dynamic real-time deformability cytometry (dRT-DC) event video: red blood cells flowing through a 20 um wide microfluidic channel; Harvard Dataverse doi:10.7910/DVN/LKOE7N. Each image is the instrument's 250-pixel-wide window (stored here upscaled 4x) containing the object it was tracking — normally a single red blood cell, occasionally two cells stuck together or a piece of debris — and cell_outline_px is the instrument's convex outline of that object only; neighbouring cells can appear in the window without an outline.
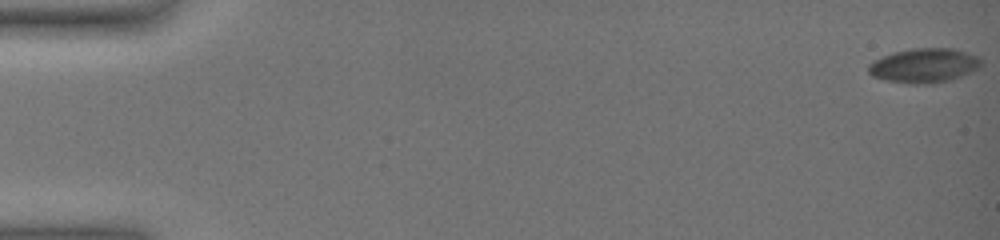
{"species": "common noctule bat (a hibernating species)", "species_latin": "Nyctalus noctula", "temperature_condition": "warm", "stored_images_in_passage": 57, "camera_frame_rate_fps": 3000, "um_per_image_px": 0.085, "animal": {"sex": "female", "body_mass_g": 19.0, "forearm_length_mm": 51.5}, "frame": {"image": 1, "passage_image": 1, "time_ms": 0.0, "image_size_px": [1000, 240], "cell_outline_px": [[980, 68], [960, 76], [948, 80], [916, 84], [912, 84], [888, 80], [872, 76], [868, 72], [868, 64], [892, 52], [912, 48], [952, 48], [980, 56]], "centroid_in_image_um": [78.55, 5.55], "position_along_channel_um": 6.4, "area_um2": 22.25}}
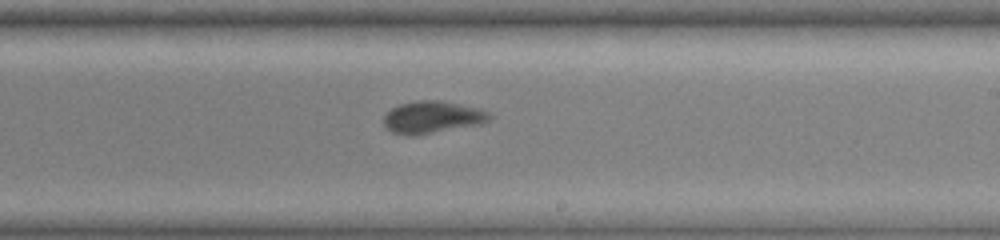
{"frame": {"image": 2, "passage_image": 37, "time_ms": 12.0, "image_size_px": [1000, 240], "cell_outline_px": [[492, 116], [488, 120], [480, 124], [416, 136], [408, 136], [392, 132], [384, 124], [384, 116], [392, 108], [400, 104], [416, 100], [440, 100], [488, 112]], "centroid_in_image_um": [36.69, 9.98], "position_along_channel_um": 252.3, "area_um2": 19.54}}
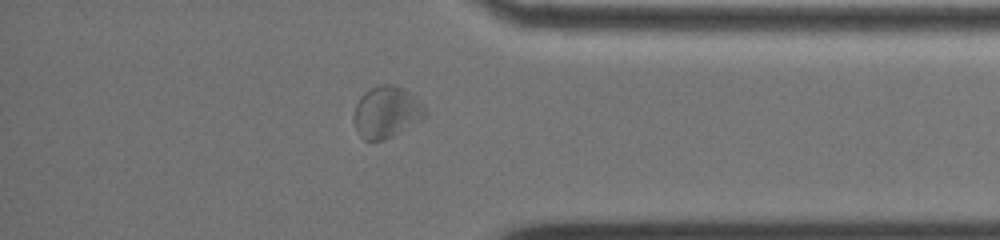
{"frame": {"image": 3, "passage_image": 50, "time_ms": 16.333, "image_size_px": [1000, 240], "cell_outline_px": [[428, 116], [392, 136], [384, 140], [364, 140], [356, 132], [352, 120], [356, 104], [360, 96], [364, 92], [380, 84], [392, 84], [404, 88], [428, 112]], "centroid_in_image_um": [32.81, 9.54], "position_along_channel_um": 402.4, "area_um2": 21.39}, "authors_computed_cell_mechanics": {"area_um2": 20.1722, "velocity_mm_per_s": 3.515, "shape_relaxation_time_tau1_ms": 5.3468, "shape_relaxation_time_tau2_ms": 1.8567, "deformation_change_tau1": 0.1244, "deformation_change_tau2": 0.0619}}